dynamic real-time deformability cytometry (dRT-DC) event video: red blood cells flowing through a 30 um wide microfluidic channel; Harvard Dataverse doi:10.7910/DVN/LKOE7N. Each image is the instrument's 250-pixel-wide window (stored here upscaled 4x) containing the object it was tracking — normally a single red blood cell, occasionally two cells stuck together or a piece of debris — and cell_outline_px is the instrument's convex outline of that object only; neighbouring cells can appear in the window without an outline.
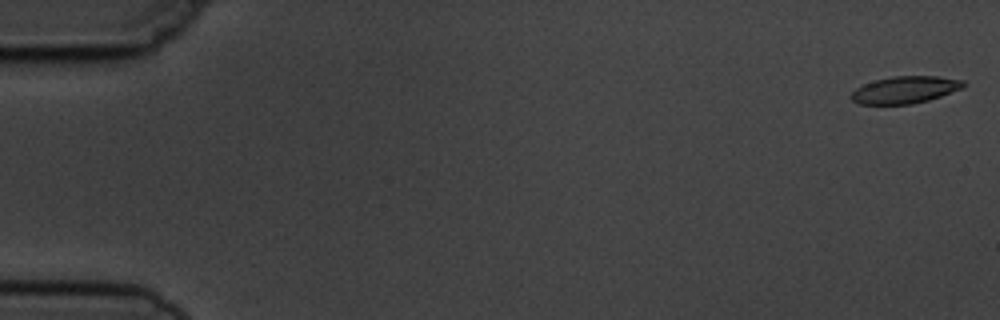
{"species": "common noctule bat (a hibernating species)", "species_latin": "Nyctalus noctula", "temperature_condition": "cold", "stored_images_in_passage": 5, "camera_frame_rate_fps": 3000, "um_per_image_px": 0.085, "animal": {"sex": "male", "body_mass_g": 19.5, "forearm_length_mm": 54.6}, "frame": {"image": 1, "passage_image": 1, "time_ms": 0.0, "image_size_px": [1000, 320], "cell_outline_px": [[968, 84], [964, 88], [928, 100], [912, 104], [860, 104], [852, 100], [848, 96], [856, 88], [864, 84], [876, 80], [892, 76], [936, 76], [964, 80]], "centroid_in_image_um": [76.95, 7.63], "position_along_channel_um": 8.1, "area_um2": 17.8}}
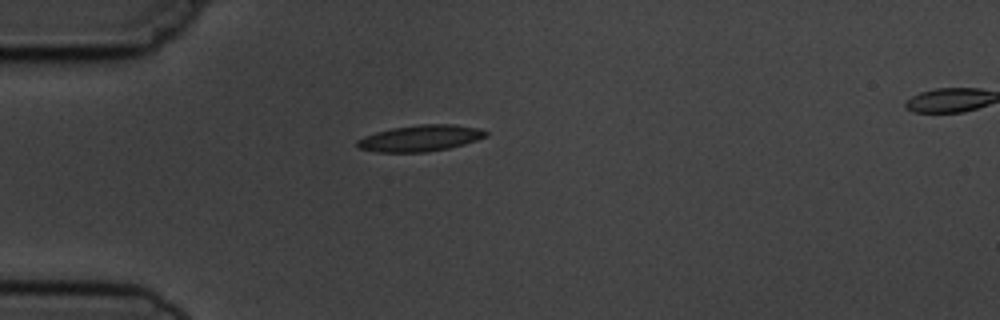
{"frame": {"image": 2, "passage_image": 4, "time_ms": 4.667, "image_size_px": [1000, 320], "cell_outline_px": [[488, 136], [464, 144], [448, 148], [428, 152], [376, 152], [360, 148], [356, 144], [356, 140], [364, 136], [376, 132], [392, 128], [420, 124], [452, 124], [476, 128], [488, 132]], "centroid_in_image_um": [35.71, 11.75], "position_along_channel_um": 49.3, "area_um2": 19.59}}